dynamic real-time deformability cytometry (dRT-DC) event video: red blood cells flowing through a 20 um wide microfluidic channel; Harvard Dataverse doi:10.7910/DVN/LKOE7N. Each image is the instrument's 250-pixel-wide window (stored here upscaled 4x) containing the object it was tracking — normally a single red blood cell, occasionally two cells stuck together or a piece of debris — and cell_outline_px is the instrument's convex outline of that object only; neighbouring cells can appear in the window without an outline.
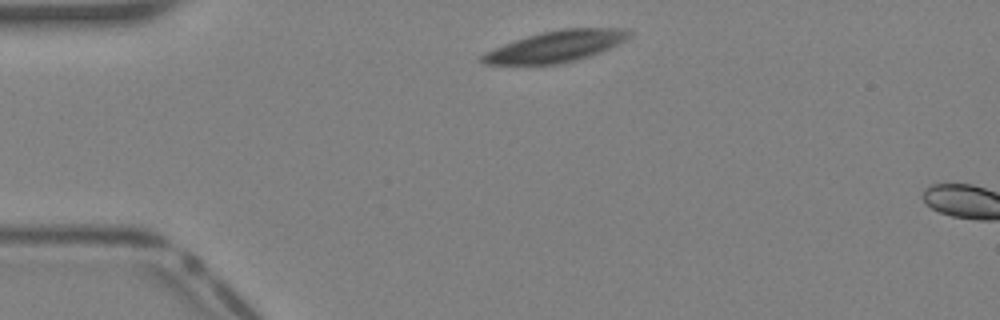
{"species": "Egyptian fruit bat (a non-hibernating species)", "species_latin": "Rousettus aegyptiacus", "temperature_condition": "warm", "stored_images_in_passage": 3, "camera_frame_rate_fps": 3000, "um_per_image_px": 0.085, "animal": {"sex": "female"}, "frame": {"image": 1, "passage_image": 1, "time_ms": 0.0, "image_size_px": [1000, 320], "cell_outline_px": [[632, 32], [624, 40], [600, 52], [576, 60], [560, 64], [484, 64], [480, 60], [480, 56], [484, 52], [504, 44], [540, 32], [564, 28], [624, 28]], "centroid_in_image_um": [47.22, 3.94], "position_along_channel_um": 37.8, "area_um2": 26.41}}